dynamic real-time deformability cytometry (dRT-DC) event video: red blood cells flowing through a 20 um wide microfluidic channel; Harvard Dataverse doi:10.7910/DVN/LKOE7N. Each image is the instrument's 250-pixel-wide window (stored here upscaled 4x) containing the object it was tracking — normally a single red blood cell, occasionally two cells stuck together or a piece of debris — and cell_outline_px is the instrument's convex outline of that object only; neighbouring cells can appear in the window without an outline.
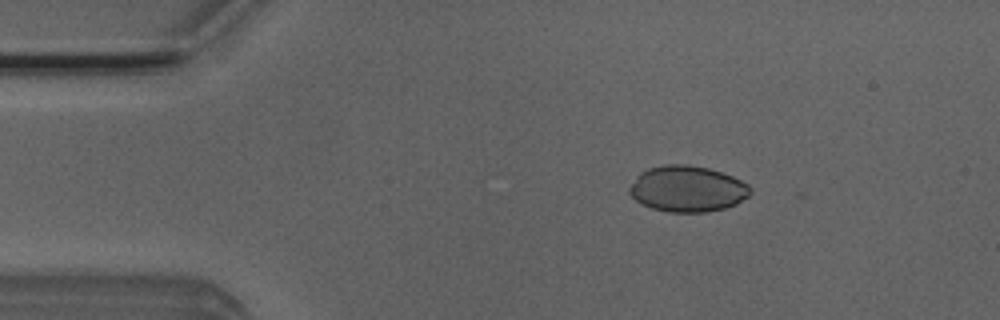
{"species": "Egyptian fruit bat (a non-hibernating species)", "species_latin": "Rousettus aegyptiacus", "temperature_condition": "room temperature", "stored_images_in_passage": 43, "camera_frame_rate_fps": 3000, "um_per_image_px": 0.085, "animal": {"sex": "male"}, "frame": {"image": 1, "passage_image": 6, "time_ms": 1.667, "image_size_px": [1000, 320], "cell_outline_px": [[752, 192], [748, 196], [736, 204], [724, 208], [708, 212], [668, 212], [652, 208], [640, 204], [628, 192], [628, 188], [636, 176], [640, 172], [648, 168], [664, 164], [688, 164], [708, 168], [732, 176], [748, 184], [752, 188]], "centroid_in_image_um": [58.41, 16.05], "position_along_channel_um": 26.6, "area_um2": 32.66}}
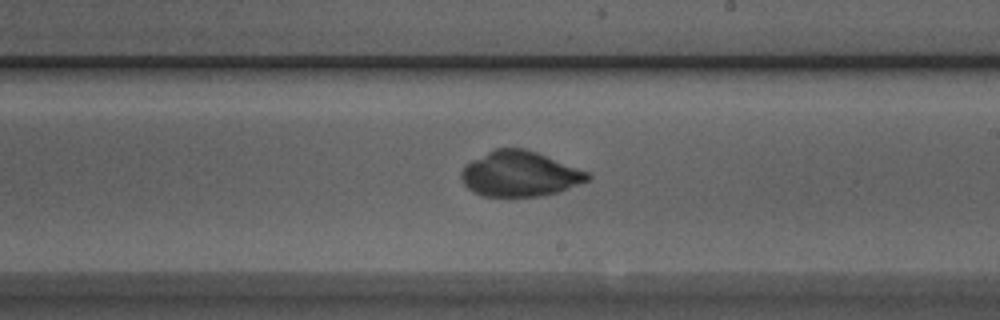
{"frame": {"image": 2, "passage_image": 27, "time_ms": 8.667, "image_size_px": [1000, 320], "cell_outline_px": [[592, 176], [588, 180], [568, 188], [556, 192], [540, 196], [480, 196], [472, 192], [464, 184], [460, 176], [460, 172], [472, 160], [496, 148], [524, 148], [536, 152], [588, 172]], "centroid_in_image_um": [44.15, 14.79], "position_along_channel_um": 244.8, "area_um2": 32.95}}
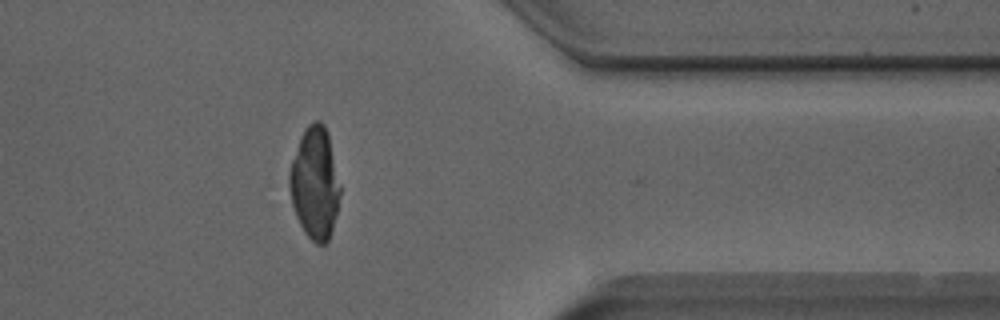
{"frame": {"image": 3, "passage_image": 39, "time_ms": 12.667, "image_size_px": [1000, 320], "cell_outline_px": [[340, 192], [336, 212], [332, 228], [328, 240], [324, 244], [316, 244], [304, 232], [296, 216], [292, 204], [288, 184], [288, 172], [300, 136], [304, 128], [312, 120], [320, 120], [324, 124], [328, 132], [340, 188]], "centroid_in_image_um": [26.73, 15.53], "position_along_channel_um": 384.7, "area_um2": 32.95}}